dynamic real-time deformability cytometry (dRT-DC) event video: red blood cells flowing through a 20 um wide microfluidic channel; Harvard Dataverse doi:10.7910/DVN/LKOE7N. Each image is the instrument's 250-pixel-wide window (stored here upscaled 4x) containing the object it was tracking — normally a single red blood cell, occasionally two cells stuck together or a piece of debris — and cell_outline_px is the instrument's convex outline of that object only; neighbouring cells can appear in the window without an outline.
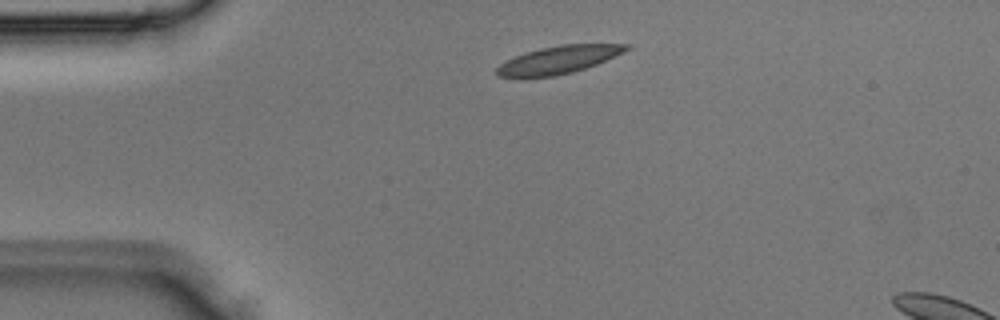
{"species": "Egyptian fruit bat (a non-hibernating species)", "species_latin": "Rousettus aegyptiacus", "temperature_condition": "room temperature", "stored_images_in_passage": 3, "segment_of_instrument_passage": [1, 2], "camera_frame_rate_fps": 3000, "um_per_image_px": 0.085, "animal": {"sex": "male"}, "frame": {"image": 1, "passage_image": 1, "time_ms": 0.0, "image_size_px": [1000, 320], "cell_outline_px": [[628, 48], [624, 52], [596, 64], [572, 72], [552, 76], [520, 80], [496, 76], [496, 68], [500, 64], [524, 52], [540, 48], [560, 44], [628, 44]], "centroid_in_image_um": [47.36, 5.12], "position_along_channel_um": 37.6, "area_um2": 21.21}}